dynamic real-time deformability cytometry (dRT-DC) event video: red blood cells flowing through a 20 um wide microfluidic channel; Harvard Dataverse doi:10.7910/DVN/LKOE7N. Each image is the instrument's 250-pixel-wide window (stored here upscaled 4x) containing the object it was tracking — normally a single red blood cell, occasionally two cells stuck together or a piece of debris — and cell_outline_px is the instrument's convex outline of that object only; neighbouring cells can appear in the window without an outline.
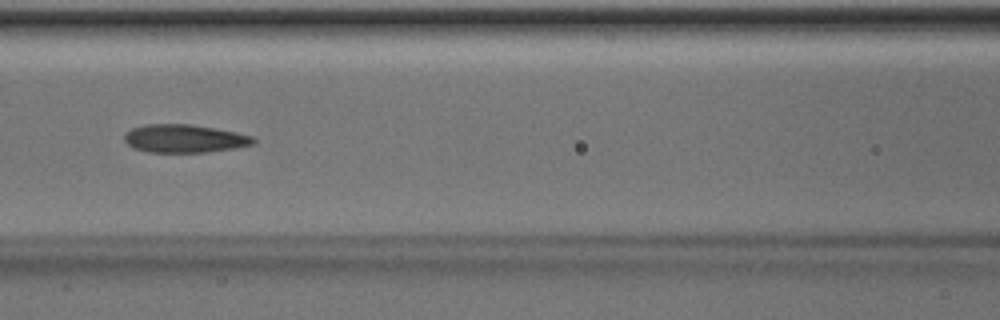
{"species": "Egyptian fruit bat (a non-hibernating species)", "species_latin": "Rousettus aegyptiacus", "temperature_condition": "room temperature", "stored_images_in_passage": 35, "camera_frame_rate_fps": 3000, "um_per_image_px": 0.085, "animal": {"sex": "male"}, "frame": {"image": 1, "passage_image": 7, "time_ms": 2.0, "image_size_px": [1000, 320], "cell_outline_px": [[256, 144], [236, 148], [204, 152], [148, 152], [132, 148], [124, 140], [124, 132], [132, 128], [144, 124], [192, 124], [236, 132], [256, 136]], "centroid_in_image_um": [15.69, 11.77], "position_along_channel_um": 150.9, "area_um2": 21.44}}
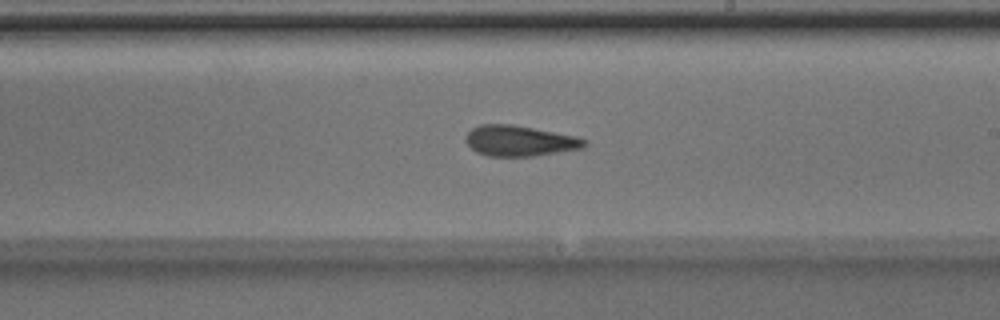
{"frame": {"image": 2, "passage_image": 14, "time_ms": 4.333, "image_size_px": [1000, 320], "cell_outline_px": [[588, 144], [584, 148], [532, 156], [488, 156], [476, 152], [464, 140], [468, 132], [472, 128], [480, 124], [512, 124], [576, 136], [588, 140]], "centroid_in_image_um": [44.18, 11.97], "position_along_channel_um": 244.8, "area_um2": 21.21}}
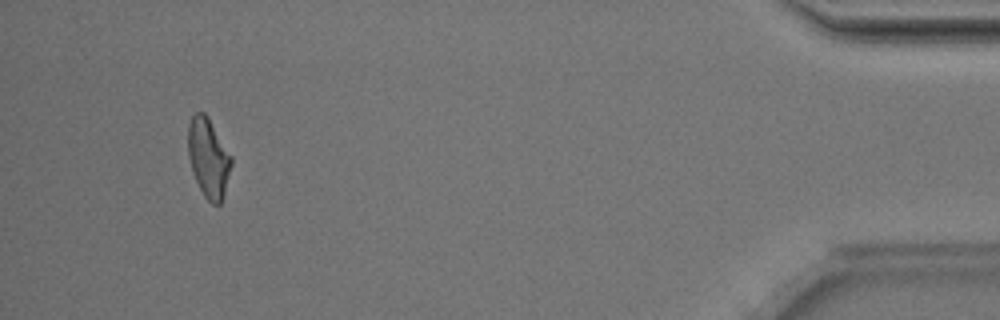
{"frame": {"image": 3, "passage_image": 32, "time_ms": 10.333, "image_size_px": [1000, 320], "cell_outline_px": [[232, 164], [224, 196], [220, 204], [212, 204], [204, 196], [192, 172], [188, 156], [188, 124], [192, 116], [196, 112], [204, 112], [208, 116], [232, 156]], "centroid_in_image_um": [17.72, 13.41], "position_along_channel_um": 417.5, "area_um2": 20.11}, "authors_computed_cell_mechanics": {"area_um2": 20.8658, "velocity_mm_per_s": 4.0432, "shape_relaxation_time_tau1_ms": 5.8142, "shape_relaxation_time_tau2_ms": 2.6397, "deformation_change_tau1": 0.1466, "deformation_change_tau2": 0.1154}}